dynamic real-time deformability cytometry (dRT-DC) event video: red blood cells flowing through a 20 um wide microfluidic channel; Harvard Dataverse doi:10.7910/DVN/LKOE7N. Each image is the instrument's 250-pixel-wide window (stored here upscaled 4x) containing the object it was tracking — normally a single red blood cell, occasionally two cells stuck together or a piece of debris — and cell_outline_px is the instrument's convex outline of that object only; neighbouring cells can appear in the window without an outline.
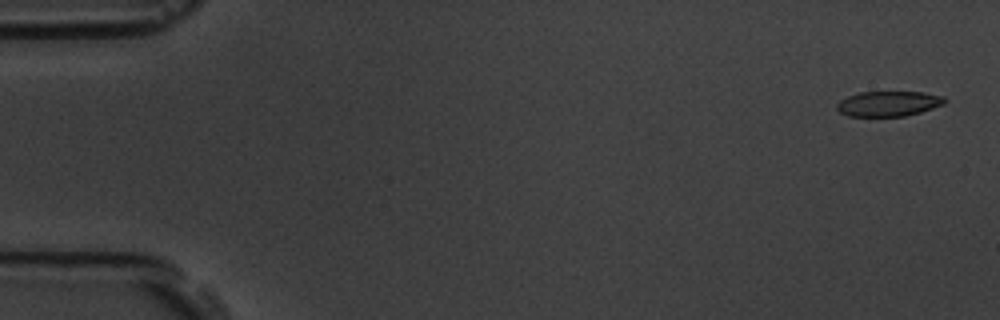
{"species": "common noctule bat (a hibernating species)", "species_latin": "Nyctalus noctula", "temperature_condition": "room temperature", "stored_images_in_passage": 5, "camera_frame_rate_fps": 3000, "um_per_image_px": 0.085, "animal": {"sex": "male", "body_mass_g": 19.5, "forearm_length_mm": 54.6}, "frame": {"image": 1, "passage_image": 1, "time_ms": 0.0, "image_size_px": [1000, 320], "cell_outline_px": [[948, 100], [944, 104], [920, 112], [904, 116], [848, 116], [840, 112], [836, 108], [836, 104], [840, 100], [848, 96], [860, 92], [924, 92], [944, 96]], "centroid_in_image_um": [75.53, 8.81], "position_along_channel_um": 9.5, "area_um2": 15.84}}
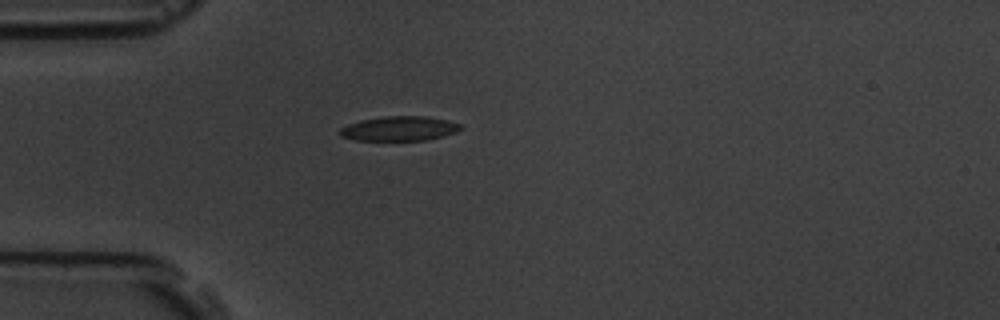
{"frame": {"image": 2, "passage_image": 5, "time_ms": 4.667, "image_size_px": [1000, 320], "cell_outline_px": [[464, 128], [456, 132], [444, 136], [424, 140], [356, 140], [340, 136], [340, 128], [348, 124], [360, 120], [384, 116], [424, 116], [448, 120], [460, 124]], "centroid_in_image_um": [33.96, 10.92], "position_along_channel_um": 51.0, "area_um2": 17.28}}